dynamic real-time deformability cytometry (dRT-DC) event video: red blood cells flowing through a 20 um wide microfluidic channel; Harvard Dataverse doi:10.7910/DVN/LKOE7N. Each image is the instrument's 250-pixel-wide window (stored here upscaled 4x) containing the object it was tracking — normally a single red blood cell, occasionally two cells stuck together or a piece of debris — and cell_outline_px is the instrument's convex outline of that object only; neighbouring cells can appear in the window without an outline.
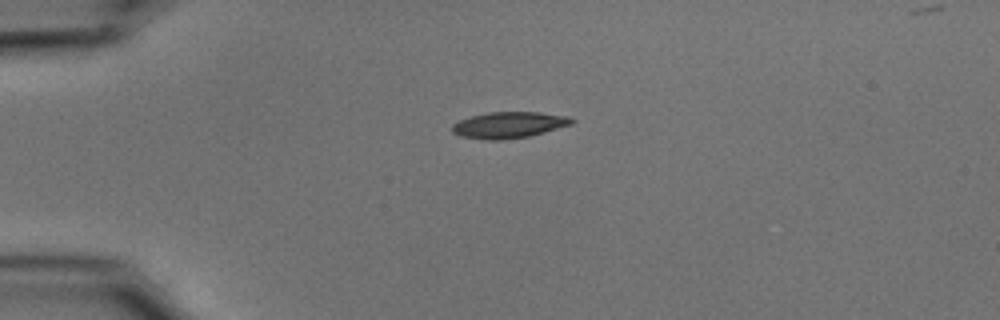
{"species": "common noctule bat (a hibernating species)", "species_latin": "Nyctalus noctula", "temperature_condition": "cold", "stored_images_in_passage": 42, "camera_frame_rate_fps": 3000, "um_per_image_px": 0.085, "animal": {"sex": "male", "body_mass_g": 15.6}, "frame": {"image": 1, "passage_image": 1, "time_ms": 0.0, "image_size_px": [1000, 320], "cell_outline_px": [[576, 120], [572, 124], [544, 132], [528, 136], [504, 140], [488, 140], [460, 136], [452, 132], [452, 124], [460, 120], [472, 116], [488, 112], [540, 112], [568, 116]], "centroid_in_image_um": [43.26, 10.62], "position_along_channel_um": 41.7, "area_um2": 18.26}}
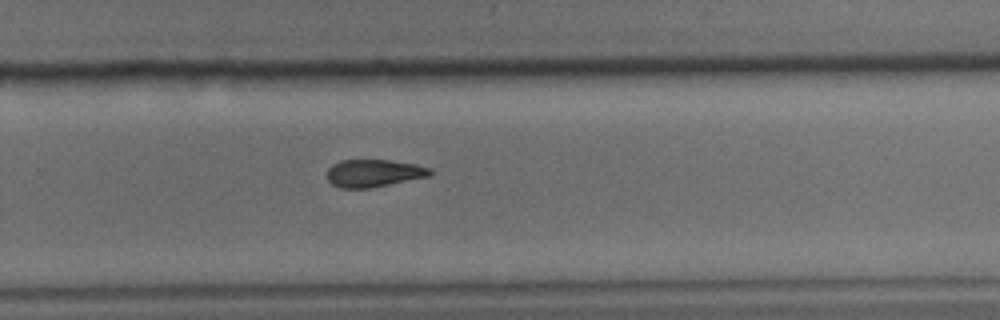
{"frame": {"image": 2, "passage_image": 24, "time_ms": 7.667, "image_size_px": [1000, 320], "cell_outline_px": [[432, 176], [368, 188], [340, 188], [332, 184], [328, 180], [328, 168], [332, 164], [340, 160], [388, 160], [416, 164], [432, 168]], "centroid_in_image_um": [31.79, 14.71], "position_along_channel_um": 298.0, "area_um2": 16.59}}
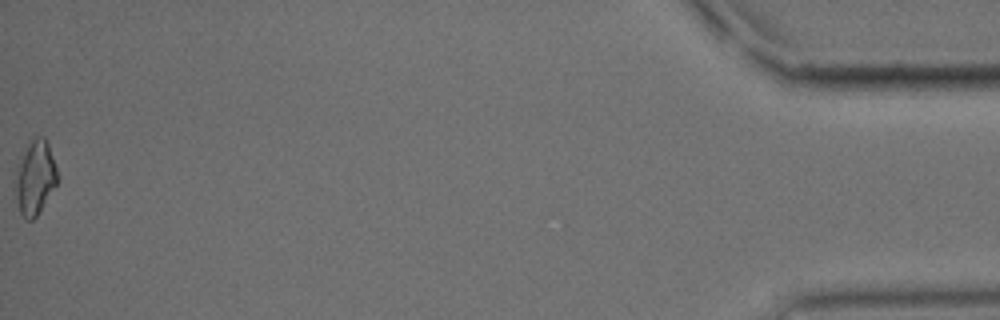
{"frame": {"image": 3, "passage_image": 42, "time_ms": 13.667, "image_size_px": [1000, 320], "cell_outline_px": [[60, 176], [56, 184], [36, 216], [32, 220], [24, 220], [20, 212], [16, 200], [16, 168], [20, 156], [24, 148], [36, 136], [44, 136], [48, 144]], "centroid_in_image_um": [2.98, 15.07], "position_along_channel_um": 432.2, "area_um2": 18.15}, "authors_computed_cell_mechanics": {"area_um2": 17.3689, "velocity_mm_per_s": 3.736, "shape_relaxation_time_tau1_ms": 4.6426, "shape_relaxation_time_tau2_ms": 7.0925, "deformation_change_tau1": 0.1255, "deformation_change_tau2": 0.1597}}